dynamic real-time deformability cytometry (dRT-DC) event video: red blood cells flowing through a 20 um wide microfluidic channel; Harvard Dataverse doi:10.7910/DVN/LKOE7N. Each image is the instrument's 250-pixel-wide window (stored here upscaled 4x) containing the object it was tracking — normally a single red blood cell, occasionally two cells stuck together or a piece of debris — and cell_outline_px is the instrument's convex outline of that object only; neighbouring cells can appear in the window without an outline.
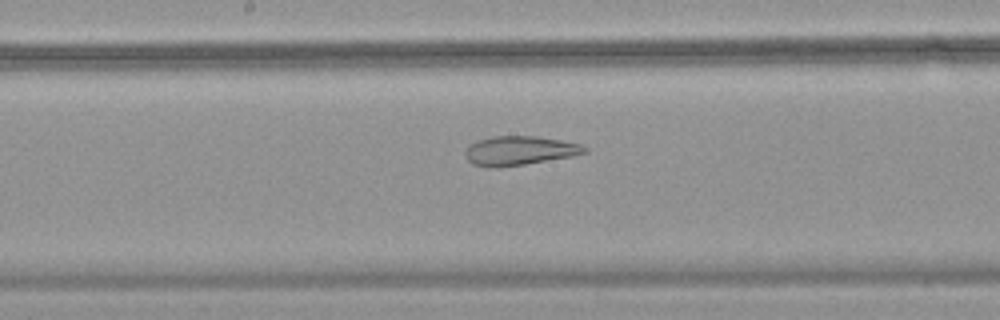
{"species": "common noctule bat (a hibernating species)", "species_latin": "Nyctalus noctula", "temperature_condition": "warm", "stored_images_in_passage": 56, "camera_frame_rate_fps": 3000, "um_per_image_px": 0.085, "animal": {"sex": "female", "body_mass_g": 18.4}, "frame": {"image": 1, "passage_image": 30, "time_ms": 9.667, "image_size_px": [1000, 320], "cell_outline_px": [[588, 152], [572, 156], [524, 164], [496, 168], [488, 168], [472, 164], [464, 156], [464, 152], [468, 144], [476, 140], [492, 136], [536, 136], [560, 140], [580, 144], [588, 148]], "centroid_in_image_um": [44.09, 12.8], "position_along_channel_um": 204.1, "area_um2": 20.46}}
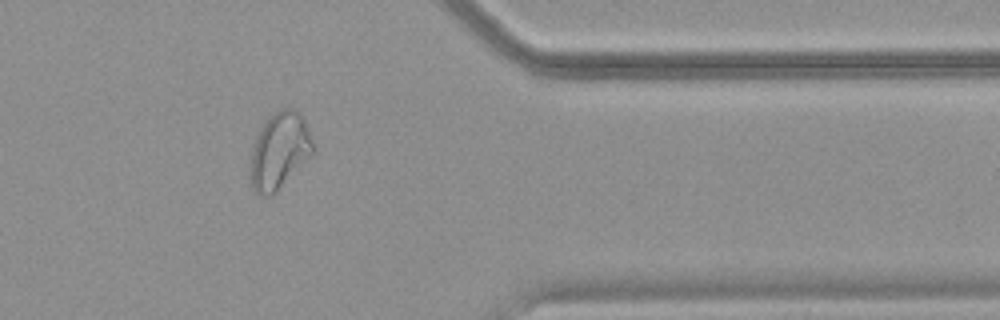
{"frame": {"image": 2, "passage_image": 46, "time_ms": 15.0, "image_size_px": [1000, 320], "cell_outline_px": [[316, 152], [272, 196], [268, 196], [256, 192], [252, 188], [252, 148], [256, 136], [260, 128], [268, 116], [280, 108], [292, 108], [304, 120], [316, 148]], "centroid_in_image_um": [23.79, 12.8], "position_along_channel_um": 387.6, "area_um2": 27.74}}
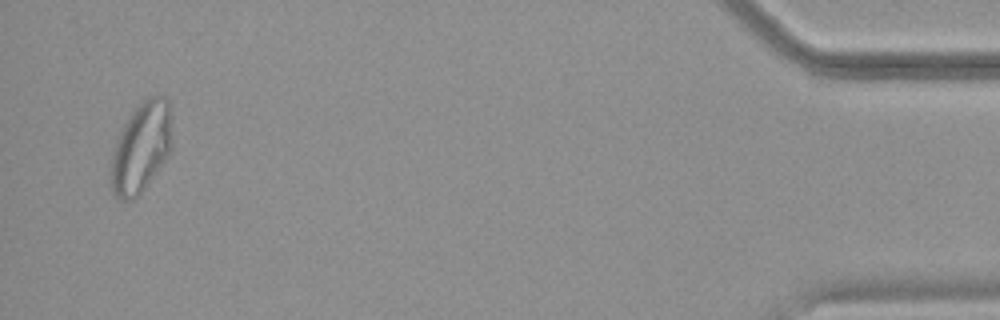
{"frame": {"image": 3, "passage_image": 54, "time_ms": 17.667, "image_size_px": [1000, 320], "cell_outline_px": [[172, 148], [168, 156], [144, 188], [132, 200], [120, 200], [112, 192], [108, 168], [112, 152], [116, 140], [124, 124], [132, 112], [148, 96], [164, 96], [168, 100], [172, 108]], "centroid_in_image_um": [12.0, 12.52], "position_along_channel_um": 423.2, "area_um2": 32.66}, "authors_computed_cell_mechanics": {"area_um2": 29.6514, "velocity_mm_per_s": 3.7, "shape_relaxation_time_tau1_ms": null, "shape_relaxation_time_tau2_ms": 2.0719, "deformation_change_tau1": null, "deformation_change_tau2": 0.1011}}